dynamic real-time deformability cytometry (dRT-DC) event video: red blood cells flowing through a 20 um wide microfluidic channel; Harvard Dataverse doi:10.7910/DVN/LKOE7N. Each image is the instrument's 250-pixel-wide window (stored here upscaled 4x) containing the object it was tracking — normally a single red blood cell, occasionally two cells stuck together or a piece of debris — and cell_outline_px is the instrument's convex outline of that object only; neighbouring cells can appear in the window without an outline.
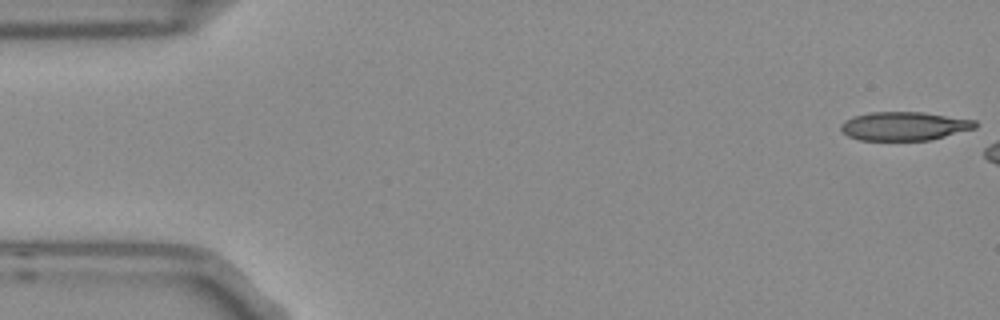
{"species": "Egyptian fruit bat (a non-hibernating species)", "species_latin": "Rousettus aegyptiacus", "temperature_condition": "room temperature", "stored_images_in_passage": 3, "camera_frame_rate_fps": 3000, "um_per_image_px": 0.085, "frame": {"image": 1, "passage_image": 1, "time_ms": 0.0, "image_size_px": [1000, 320], "cell_outline_px": [[976, 128], [932, 140], [860, 140], [848, 136], [840, 128], [840, 124], [844, 120], [852, 116], [872, 112], [924, 112], [976, 120]], "centroid_in_image_um": [76.86, 10.71], "position_along_channel_um": 8.1, "area_um2": 22.54}}